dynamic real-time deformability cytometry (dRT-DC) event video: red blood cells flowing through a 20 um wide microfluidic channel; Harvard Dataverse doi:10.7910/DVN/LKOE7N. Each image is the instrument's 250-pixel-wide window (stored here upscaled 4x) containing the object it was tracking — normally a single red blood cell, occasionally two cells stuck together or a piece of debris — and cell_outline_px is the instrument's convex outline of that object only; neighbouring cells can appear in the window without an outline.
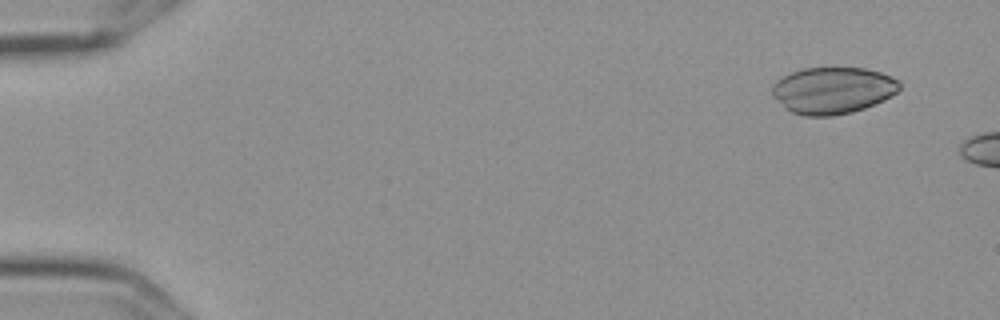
{"species": "Egyptian fruit bat (a non-hibernating species)", "species_latin": "Rousettus aegyptiacus", "temperature_condition": "cold", "stored_images_in_passage": 8, "camera_frame_rate_fps": 3000, "um_per_image_px": 0.085, "frame": {"image": 1, "passage_image": 1, "time_ms": 0.0, "image_size_px": [1000, 320], "cell_outline_px": [[900, 88], [896, 92], [884, 100], [864, 108], [852, 112], [832, 116], [804, 116], [792, 112], [784, 108], [772, 96], [772, 84], [776, 80], [792, 72], [804, 68], [864, 68], [880, 72], [900, 80]], "centroid_in_image_um": [70.77, 7.69], "position_along_channel_um": 14.2, "area_um2": 34.74}}
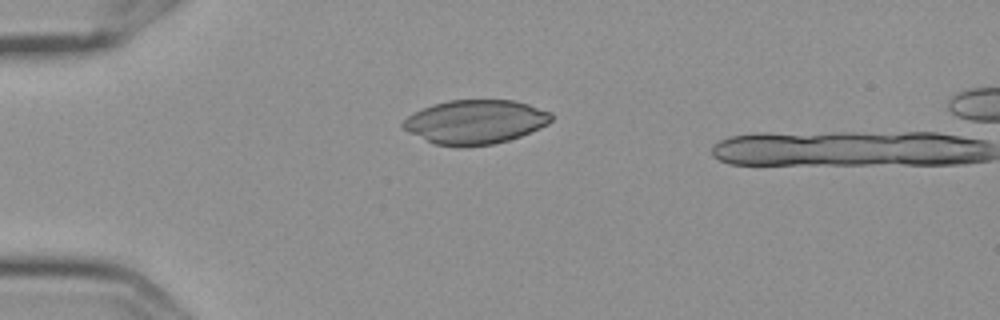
{"frame": {"image": 2, "passage_image": 4, "time_ms": 1.0, "image_size_px": [1000, 320], "cell_outline_px": [[552, 120], [548, 124], [540, 128], [520, 136], [508, 140], [492, 144], [460, 148], [436, 144], [408, 132], [400, 124], [412, 112], [432, 104], [448, 100], [516, 100], [552, 112]], "centroid_in_image_um": [40.4, 10.36], "position_along_channel_um": 44.6, "area_um2": 38.32}}
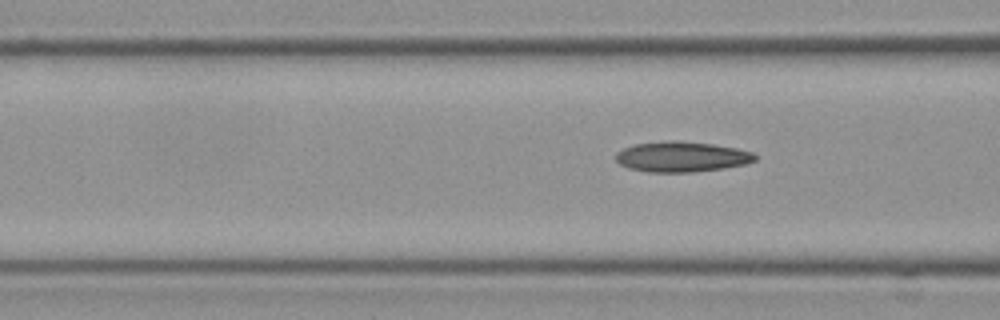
{"frame": {"image": 3, "passage_image": 8, "time_ms": 2.333, "image_size_px": [1000, 320], "cell_outline_px": [[756, 160], [744, 164], [724, 168], [692, 172], [648, 172], [628, 168], [620, 164], [616, 160], [616, 152], [624, 148], [636, 144], [712, 144], [736, 148], [752, 152], [756, 156]], "centroid_in_image_um": [57.96, 13.38], "position_along_channel_um": 108.6, "area_um2": 23.35}}